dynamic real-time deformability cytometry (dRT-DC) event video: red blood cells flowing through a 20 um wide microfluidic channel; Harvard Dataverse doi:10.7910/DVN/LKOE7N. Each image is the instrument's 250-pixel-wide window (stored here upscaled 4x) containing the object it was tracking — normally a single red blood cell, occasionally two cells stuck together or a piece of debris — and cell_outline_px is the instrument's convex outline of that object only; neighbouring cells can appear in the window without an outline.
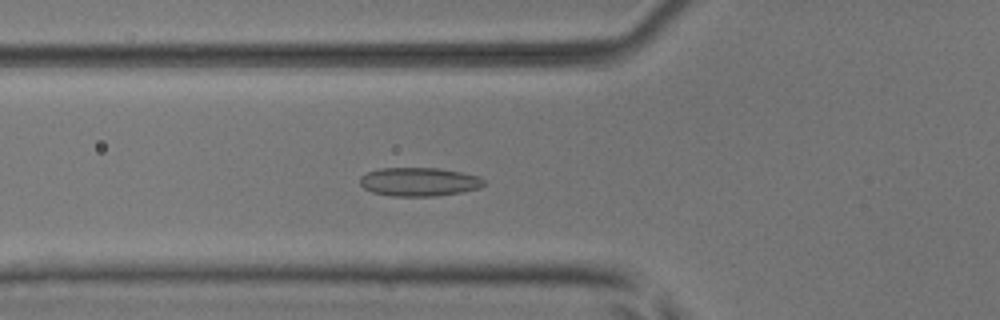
{"species": "common noctule bat (a hibernating species)", "species_latin": "Nyctalus noctula", "temperature_condition": "room temperature", "stored_images_in_passage": 29, "camera_frame_rate_fps": 3000, "um_per_image_px": 0.085, "animal": {"sex": "male", "body_mass_g": 17.9, "forearm_length_mm": 54.2}, "frame": {"image": 1, "passage_image": 7, "time_ms": 2.0, "image_size_px": [1000, 320], "cell_outline_px": [[484, 184], [480, 188], [460, 192], [432, 196], [392, 196], [372, 192], [364, 188], [360, 184], [360, 176], [368, 172], [380, 168], [440, 168], [480, 176], [484, 180]], "centroid_in_image_um": [35.61, 15.45], "position_along_channel_um": 90.2, "area_um2": 20.63}}
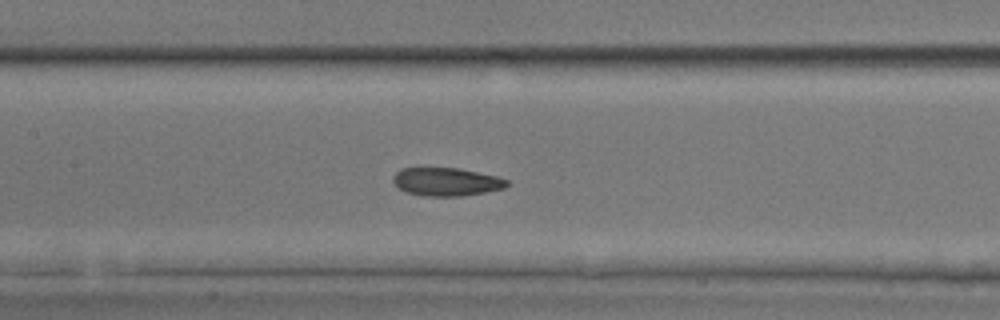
{"frame": {"image": 2, "passage_image": 13, "time_ms": 4.0, "image_size_px": [1000, 320], "cell_outline_px": [[508, 184], [504, 188], [484, 192], [460, 196], [424, 196], [404, 192], [392, 180], [392, 176], [400, 168], [460, 168], [496, 176], [508, 180]], "centroid_in_image_um": [37.91, 15.45], "position_along_channel_um": 169.5, "area_um2": 18.67}}
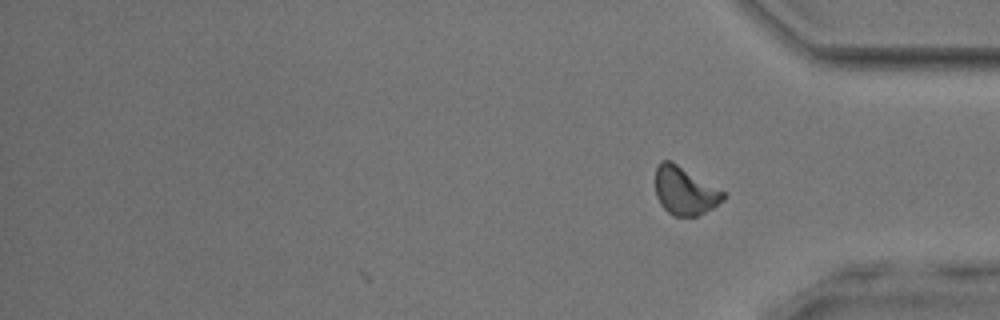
{"frame": {"image": 3, "passage_image": 29, "time_ms": 9.333, "image_size_px": [1000, 320], "cell_outline_px": [[728, 196], [724, 200], [712, 208], [696, 216], [672, 216], [660, 204], [656, 196], [656, 168], [660, 160], [672, 160], [728, 192]], "centroid_in_image_um": [58.25, 16.19], "position_along_channel_um": 376.9, "area_um2": 19.54}, "authors_computed_cell_mechanics": {"area_um2": 19.3052, "velocity_mm_per_s": 3.9606, "shape_relaxation_time_tau1_ms": 4.8737, "shape_relaxation_time_tau2_ms": 1.5714, "deformation_change_tau1": 0.0945, "deformation_change_tau2": 0.0787}}